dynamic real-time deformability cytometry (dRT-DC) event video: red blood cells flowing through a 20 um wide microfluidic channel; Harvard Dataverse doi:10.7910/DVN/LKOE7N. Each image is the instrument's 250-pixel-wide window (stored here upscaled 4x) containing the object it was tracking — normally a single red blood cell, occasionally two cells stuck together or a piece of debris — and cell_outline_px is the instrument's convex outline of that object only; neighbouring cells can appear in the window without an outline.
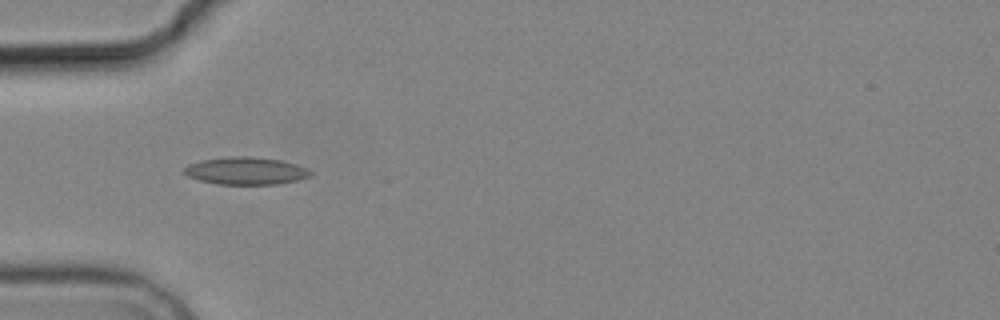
{"species": "common noctule bat (a hibernating species)", "species_latin": "Nyctalus noctula", "temperature_condition": "cold", "stored_images_in_passage": 5, "camera_frame_rate_fps": 3000, "um_per_image_px": 0.085, "animal": {"sex": "male", "body_mass_g": 19.2, "forearm_length_mm": 51.8}, "frame": {"image": 1, "passage_image": 4, "time_ms": 4.333, "image_size_px": [1000, 320], "cell_outline_px": [[312, 176], [280, 184], [216, 184], [200, 180], [188, 176], [184, 172], [184, 168], [188, 164], [200, 160], [228, 156], [252, 156], [280, 160], [296, 164], [312, 172]], "centroid_in_image_um": [20.88, 14.51], "position_along_channel_um": 64.1, "area_um2": 20.23}}
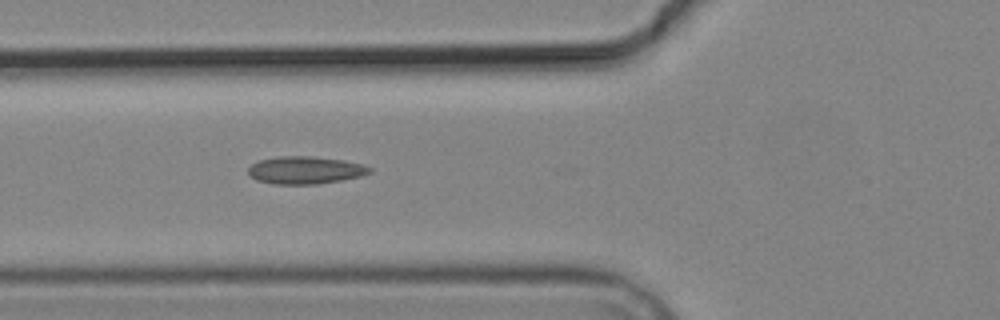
{"frame": {"image": 2, "passage_image": 5, "time_ms": 5.333, "image_size_px": [1000, 320], "cell_outline_px": [[372, 172], [360, 176], [340, 180], [316, 184], [272, 184], [256, 180], [248, 172], [248, 168], [252, 164], [260, 160], [280, 156], [312, 156], [344, 160], [364, 164], [372, 168]], "centroid_in_image_um": [25.96, 14.46], "position_along_channel_um": 99.8, "area_um2": 19.48}}